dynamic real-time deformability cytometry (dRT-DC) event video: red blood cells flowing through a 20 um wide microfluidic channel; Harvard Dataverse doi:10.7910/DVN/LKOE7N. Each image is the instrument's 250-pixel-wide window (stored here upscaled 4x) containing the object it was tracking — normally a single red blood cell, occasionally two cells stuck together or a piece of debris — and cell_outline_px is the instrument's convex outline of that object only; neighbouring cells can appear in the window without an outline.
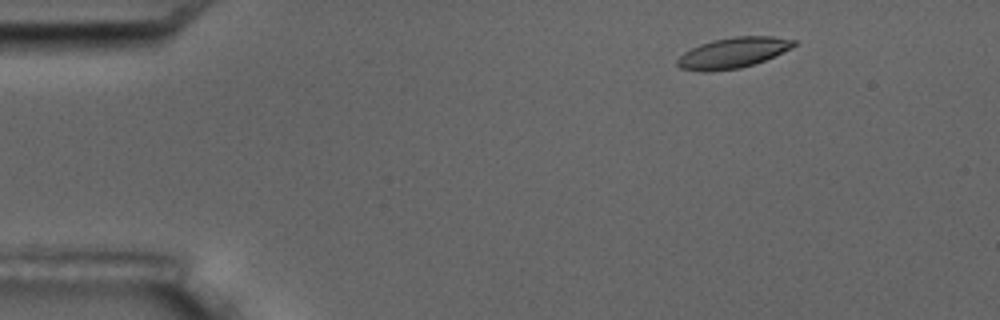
{"species": "common noctule bat (a hibernating species)", "species_latin": "Nyctalus noctula", "temperature_condition": "room temperature", "stored_images_in_passage": 9, "camera_frame_rate_fps": 3000, "um_per_image_px": 0.085, "animal": {"sex": "male", "body_mass_g": 17.5, "forearm_length_mm": 52.3}, "frame": {"image": 1, "passage_image": 2, "time_ms": 1.0, "image_size_px": [1000, 320], "cell_outline_px": [[796, 44], [792, 48], [764, 60], [740, 68], [708, 72], [700, 72], [680, 68], [676, 64], [676, 60], [684, 52], [700, 44], [712, 40], [736, 36], [772, 36], [796, 40]], "centroid_in_image_um": [62.28, 4.49], "position_along_channel_um": 22.7, "area_um2": 20.75}}
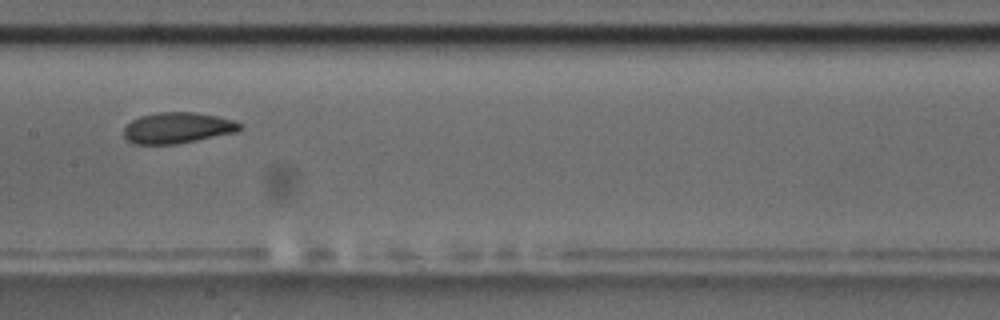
{"frame": {"image": 2, "passage_image": 8, "time_ms": 8.0, "image_size_px": [1000, 320], "cell_outline_px": [[244, 124], [236, 132], [176, 144], [132, 144], [124, 136], [124, 128], [132, 120], [140, 116], [160, 112], [196, 112], [236, 120]], "centroid_in_image_um": [15.1, 10.86], "position_along_channel_um": 192.3, "area_um2": 20.92}}
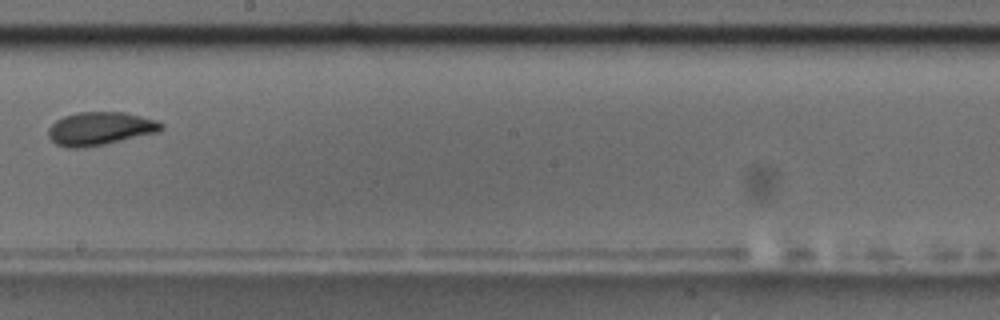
{"frame": {"image": 3, "passage_image": 9, "time_ms": 9.333, "image_size_px": [1000, 320], "cell_outline_px": [[164, 128], [160, 132], [104, 144], [84, 148], [68, 148], [56, 144], [48, 136], [48, 128], [56, 120], [64, 116], [76, 112], [124, 112], [156, 120], [164, 124]], "centroid_in_image_um": [8.51, 10.93], "position_along_channel_um": 239.7, "area_um2": 21.96}}